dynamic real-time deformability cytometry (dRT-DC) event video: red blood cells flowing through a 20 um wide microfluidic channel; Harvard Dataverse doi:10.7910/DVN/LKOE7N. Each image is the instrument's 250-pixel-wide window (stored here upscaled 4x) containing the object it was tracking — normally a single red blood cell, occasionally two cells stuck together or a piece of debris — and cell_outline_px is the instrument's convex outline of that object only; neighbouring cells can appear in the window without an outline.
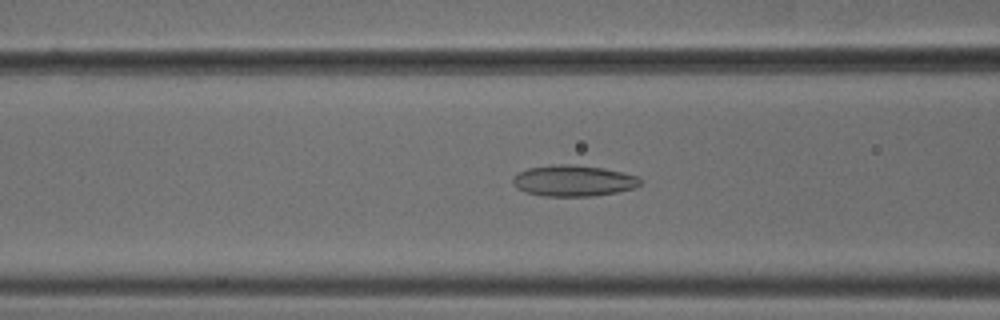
{"species": "common noctule bat (a hibernating species)", "species_latin": "Nyctalus noctula", "temperature_condition": "cold", "stored_images_in_passage": 45, "camera_frame_rate_fps": 3000, "um_per_image_px": 0.085, "animal": {"sex": "male", "body_mass_g": 18.8}, "frame": {"image": 1, "passage_image": 22, "time_ms": 7.0, "image_size_px": [1000, 320], "cell_outline_px": [[640, 184], [636, 188], [616, 192], [592, 196], [544, 196], [524, 192], [516, 188], [512, 184], [512, 176], [528, 168], [560, 164], [568, 164], [604, 168], [636, 176], [640, 180]], "centroid_in_image_um": [48.69, 15.37], "position_along_channel_um": 117.9, "area_um2": 23.0}}
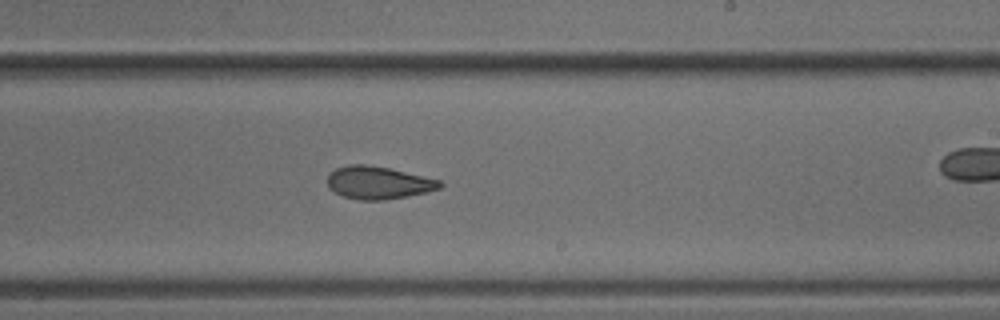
{"frame": {"image": 2, "passage_image": 33, "time_ms": 10.667, "image_size_px": [1000, 320], "cell_outline_px": [[444, 184], [440, 188], [424, 192], [384, 200], [360, 200], [344, 196], [328, 188], [328, 176], [336, 168], [348, 164], [364, 164], [388, 168], [440, 180]], "centroid_in_image_um": [32.13, 15.52], "position_along_channel_um": 256.9, "area_um2": 21.04}}
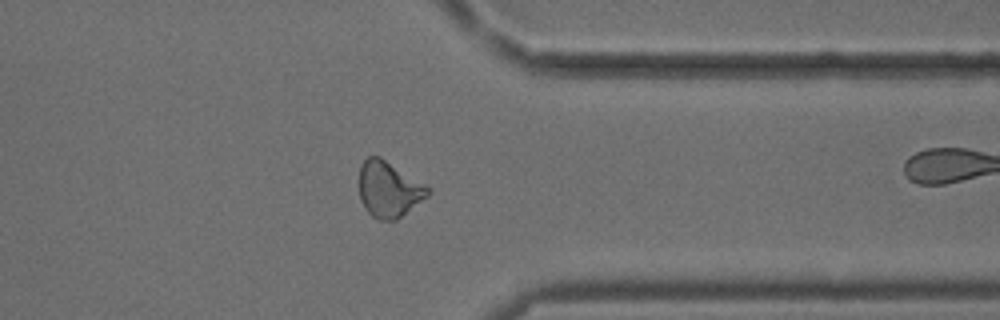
{"frame": {"image": 3, "passage_image": 43, "time_ms": 14.0, "image_size_px": [1000, 320], "cell_outline_px": [[432, 192], [428, 196], [396, 220], [380, 220], [372, 216], [364, 208], [360, 200], [360, 164], [368, 156], [380, 156], [432, 188]], "centroid_in_image_um": [33.06, 16.08], "position_along_channel_um": 378.3, "area_um2": 22.48}}